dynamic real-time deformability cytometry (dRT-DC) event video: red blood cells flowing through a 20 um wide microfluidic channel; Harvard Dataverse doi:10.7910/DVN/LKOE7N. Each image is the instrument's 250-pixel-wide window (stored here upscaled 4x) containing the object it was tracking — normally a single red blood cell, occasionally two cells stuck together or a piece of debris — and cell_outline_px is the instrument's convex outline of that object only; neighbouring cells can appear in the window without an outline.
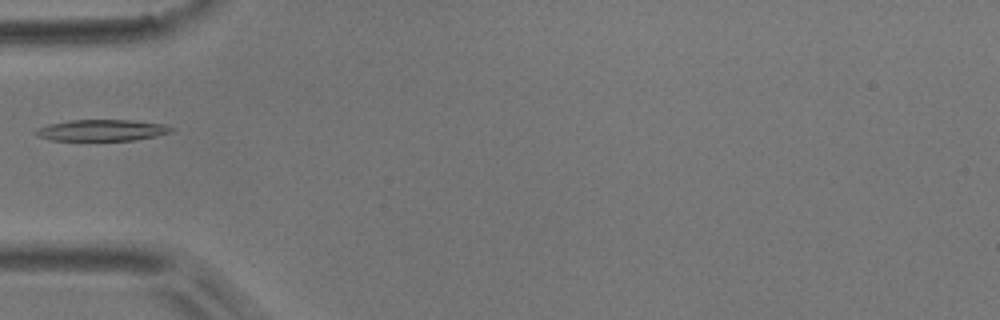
{"species": "common noctule bat (a hibernating species)", "species_latin": "Nyctalus noctula", "temperature_condition": "room temperature", "stored_images_in_passage": 4, "camera_frame_rate_fps": 3000, "um_per_image_px": 0.085, "animal": {"sex": "male", "body_mass_g": 17.9}, "frame": {"image": 1, "passage_image": 4, "time_ms": 3.333, "image_size_px": [1000, 320], "cell_outline_px": [[176, 128], [172, 132], [156, 136], [136, 140], [52, 140], [40, 136], [32, 132], [36, 128], [48, 124], [68, 120], [132, 120], [164, 124]], "centroid_in_image_um": [8.68, 11.06], "position_along_channel_um": 76.3, "area_um2": 16.94}}